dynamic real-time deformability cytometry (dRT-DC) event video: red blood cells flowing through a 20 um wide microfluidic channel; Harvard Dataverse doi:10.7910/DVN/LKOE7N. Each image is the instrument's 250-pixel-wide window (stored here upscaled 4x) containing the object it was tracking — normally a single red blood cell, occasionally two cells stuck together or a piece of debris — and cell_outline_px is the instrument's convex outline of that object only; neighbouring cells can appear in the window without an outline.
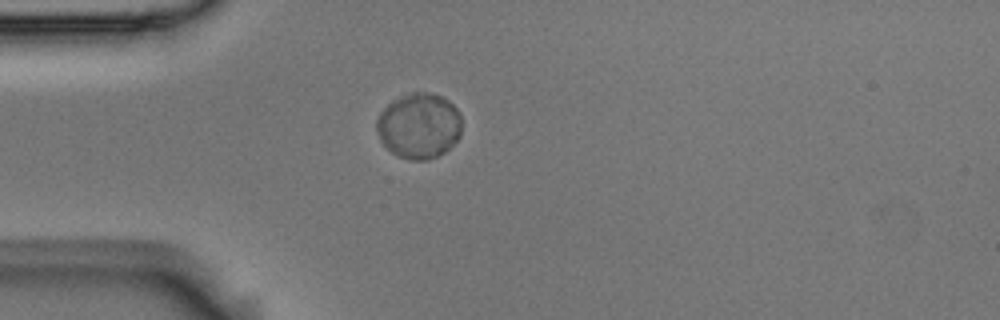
{"species": "Egyptian fruit bat (a non-hibernating species)", "species_latin": "Rousettus aegyptiacus", "temperature_condition": "room temperature", "stored_images_in_passage": 41, "segment_of_instrument_passage": [1, 2], "camera_frame_rate_fps": 3000, "um_per_image_px": 0.085, "animal": {"sex": "male"}, "frame": {"image": 1, "passage_image": 1, "time_ms": 0.0, "image_size_px": [1000, 320], "cell_outline_px": [[460, 136], [444, 152], [428, 160], [408, 160], [396, 156], [380, 140], [376, 128], [376, 120], [380, 112], [388, 104], [412, 92], [428, 92], [440, 96], [448, 100], [456, 108], [460, 116]], "centroid_in_image_um": [35.6, 10.71], "position_along_channel_um": 49.4, "area_um2": 32.19}}
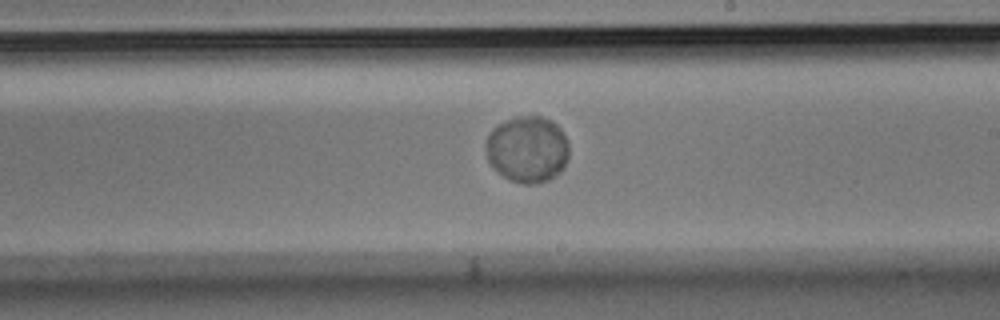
{"frame": {"image": 2, "passage_image": 18, "time_ms": 5.667, "image_size_px": [1000, 320], "cell_outline_px": [[568, 156], [564, 168], [560, 172], [548, 180], [536, 184], [524, 184], [508, 180], [488, 160], [484, 144], [488, 132], [492, 128], [508, 120], [520, 116], [540, 116], [552, 120], [560, 128], [568, 140]], "centroid_in_image_um": [44.84, 12.69], "position_along_channel_um": 244.2, "area_um2": 32.37}}
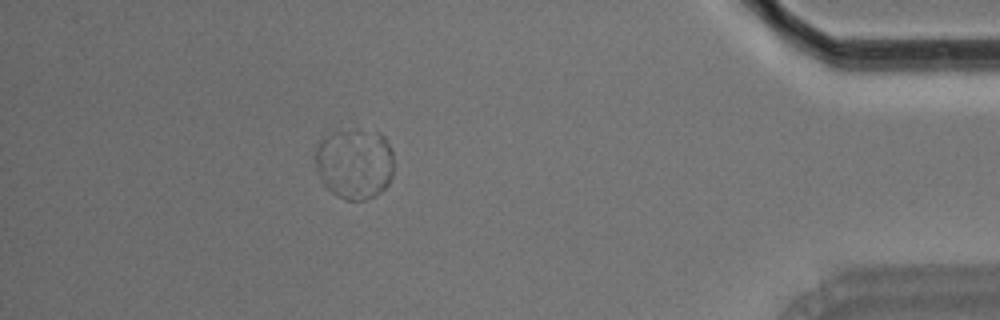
{"frame": {"image": 3, "passage_image": 35, "time_ms": 11.333, "image_size_px": [1000, 320], "cell_outline_px": [[392, 176], [388, 184], [380, 192], [364, 200], [348, 200], [332, 192], [320, 180], [316, 168], [316, 148], [320, 140], [336, 132], [356, 128], [380, 132], [384, 136], [392, 152]], "centroid_in_image_um": [30.14, 13.88], "position_along_channel_um": 405.1, "area_um2": 32.25}}